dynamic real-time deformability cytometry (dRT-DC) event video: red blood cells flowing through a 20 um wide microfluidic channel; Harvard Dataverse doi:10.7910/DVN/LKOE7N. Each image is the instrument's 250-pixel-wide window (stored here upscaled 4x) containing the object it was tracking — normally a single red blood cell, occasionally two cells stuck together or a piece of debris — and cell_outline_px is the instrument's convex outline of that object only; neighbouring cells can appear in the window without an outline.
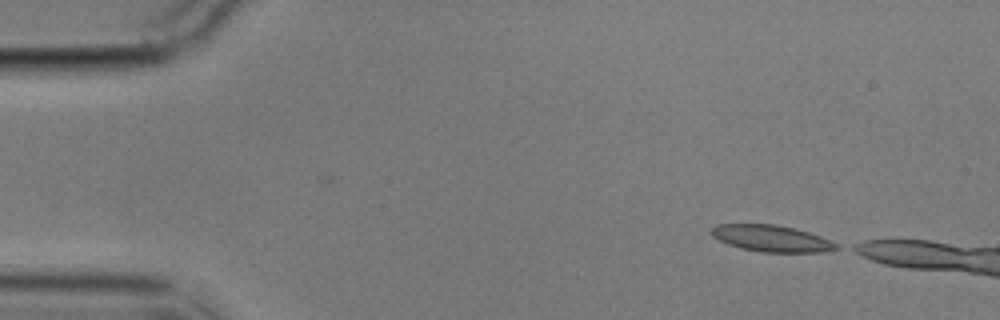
{"species": "common noctule bat (a hibernating species)", "species_latin": "Nyctalus noctula", "temperature_condition": "cold", "stored_images_in_passage": 2, "camera_frame_rate_fps": 3000, "um_per_image_px": 0.085, "animal": {"sex": "male", "body_mass_g": 17.9}, "frame": {"image": 1, "passage_image": 2, "time_ms": 1.333, "image_size_px": [1000, 320], "cell_outline_px": [[840, 248], [828, 252], [760, 252], [740, 248], [728, 244], [712, 236], [712, 228], [716, 224], [776, 224], [808, 232], [832, 240], [840, 244]], "centroid_in_image_um": [65.64, 20.27], "position_along_channel_um": 19.4, "area_um2": 19.42}}